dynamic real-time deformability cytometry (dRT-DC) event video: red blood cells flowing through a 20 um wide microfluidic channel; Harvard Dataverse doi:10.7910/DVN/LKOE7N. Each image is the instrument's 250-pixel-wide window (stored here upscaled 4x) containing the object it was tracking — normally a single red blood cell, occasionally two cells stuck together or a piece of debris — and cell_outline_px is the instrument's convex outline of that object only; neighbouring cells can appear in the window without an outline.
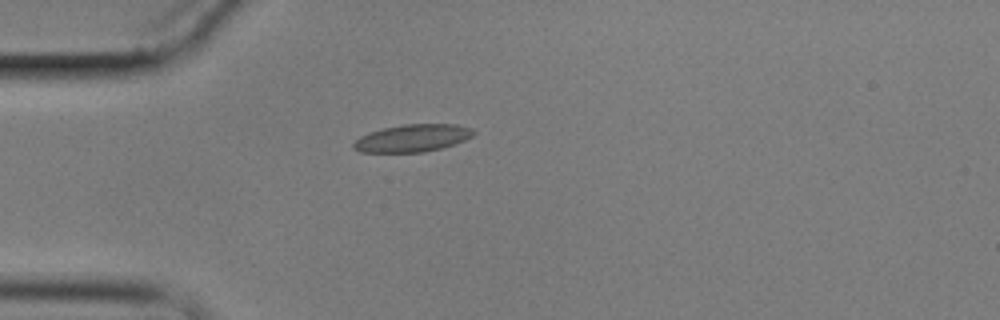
{"species": "common noctule bat (a hibernating species)", "species_latin": "Nyctalus noctula", "temperature_condition": "cold", "stored_images_in_passage": 4, "camera_frame_rate_fps": 3000, "um_per_image_px": 0.085, "animal": {"sex": "male", "body_mass_g": 17.9}, "frame": {"image": 1, "passage_image": 4, "time_ms": 4.667, "image_size_px": [1000, 320], "cell_outline_px": [[476, 132], [472, 136], [456, 144], [424, 152], [360, 152], [352, 148], [352, 144], [360, 136], [384, 128], [404, 124], [456, 124], [472, 128]], "centroid_in_image_um": [35.08, 11.74], "position_along_channel_um": 49.9, "area_um2": 19.13}}